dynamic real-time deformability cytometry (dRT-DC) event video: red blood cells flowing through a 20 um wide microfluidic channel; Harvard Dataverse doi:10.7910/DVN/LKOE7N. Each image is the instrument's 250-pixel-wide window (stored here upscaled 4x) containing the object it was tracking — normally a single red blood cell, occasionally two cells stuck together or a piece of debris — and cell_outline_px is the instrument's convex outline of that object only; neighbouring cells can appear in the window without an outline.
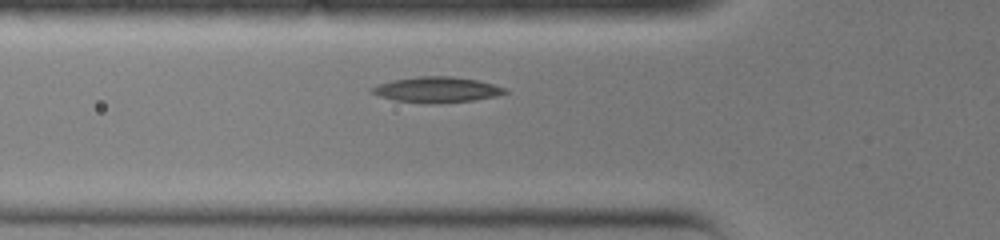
{"species": "common noctule bat (a hibernating species)", "species_latin": "Nyctalus noctula", "temperature_condition": "warm", "stored_images_in_passage": 8, "camera_frame_rate_fps": 3000, "um_per_image_px": 0.085, "animal": {"sex": "female", "body_mass_g": 19.0, "forearm_length_mm": 51.5}, "frame": {"image": 1, "passage_image": 4, "time_ms": 1.0, "image_size_px": [1000, 240], "cell_outline_px": [[508, 92], [496, 96], [472, 100], [432, 104], [424, 104], [392, 100], [368, 92], [368, 88], [392, 80], [420, 76], [452, 76], [476, 80], [492, 84], [504, 88]], "centroid_in_image_um": [37.05, 7.63], "position_along_channel_um": 88.8, "area_um2": 19.88}}
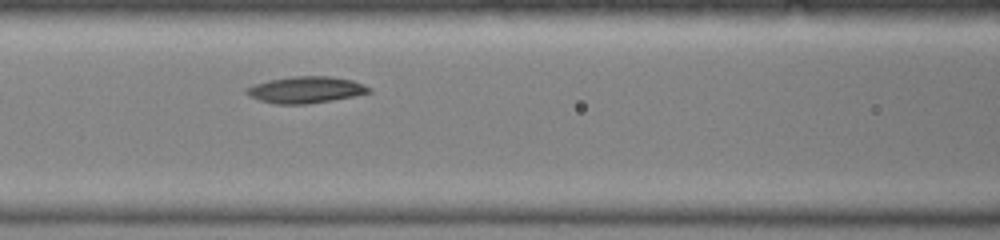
{"frame": {"image": 2, "passage_image": 6, "time_ms": 1.667, "image_size_px": [1000, 240], "cell_outline_px": [[372, 92], [332, 100], [308, 104], [276, 104], [260, 100], [248, 96], [244, 92], [244, 88], [252, 84], [268, 80], [292, 76], [328, 76], [352, 80], [364, 84], [372, 88]], "centroid_in_image_um": [25.95, 7.63], "position_along_channel_um": 140.7, "area_um2": 19.13}}
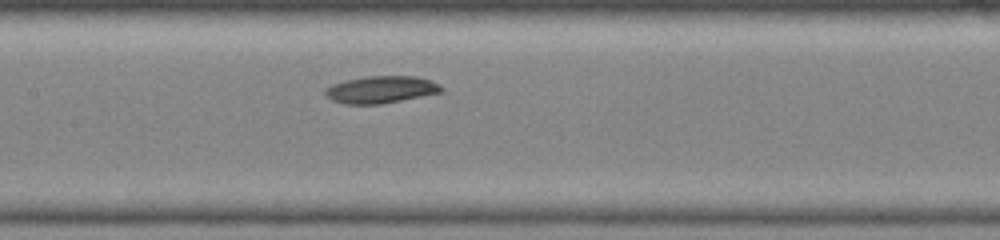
{"frame": {"image": 3, "passage_image": 8, "time_ms": 2.333, "image_size_px": [1000, 240], "cell_outline_px": [[444, 92], [380, 104], [344, 104], [332, 100], [324, 92], [324, 88], [332, 84], [344, 80], [364, 76], [416, 76], [432, 80], [440, 84], [444, 88]], "centroid_in_image_um": [32.41, 7.6], "position_along_channel_um": 175.0, "area_um2": 18.61}}